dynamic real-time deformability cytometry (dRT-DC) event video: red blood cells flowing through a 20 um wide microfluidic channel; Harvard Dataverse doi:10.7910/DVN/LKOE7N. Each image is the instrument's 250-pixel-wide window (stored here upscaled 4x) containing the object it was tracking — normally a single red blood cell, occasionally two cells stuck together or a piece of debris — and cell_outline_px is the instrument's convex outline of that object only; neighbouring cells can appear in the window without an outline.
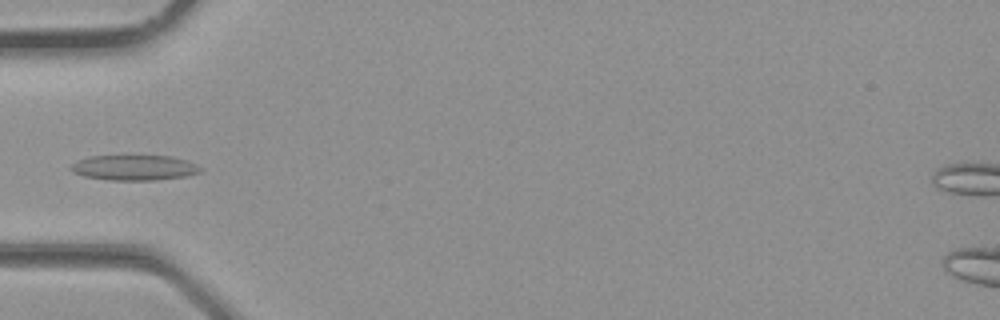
{"species": "common noctule bat (a hibernating species)", "species_latin": "Nyctalus noctula", "temperature_condition": "room temperature", "stored_images_in_passage": 26, "camera_frame_rate_fps": 3000, "um_per_image_px": 0.085, "animal": {"sex": "male", "body_mass_g": 23.1, "forearm_length_mm": 52.7}, "frame": {"image": 1, "passage_image": 4, "time_ms": 1.0, "image_size_px": [1000, 320], "cell_outline_px": [[204, 168], [200, 172], [188, 176], [152, 180], [108, 180], [84, 176], [72, 172], [68, 168], [76, 160], [88, 156], [168, 156], [188, 160]], "centroid_in_image_um": [11.4, 14.25], "position_along_channel_um": 73.6, "area_um2": 19.25}}
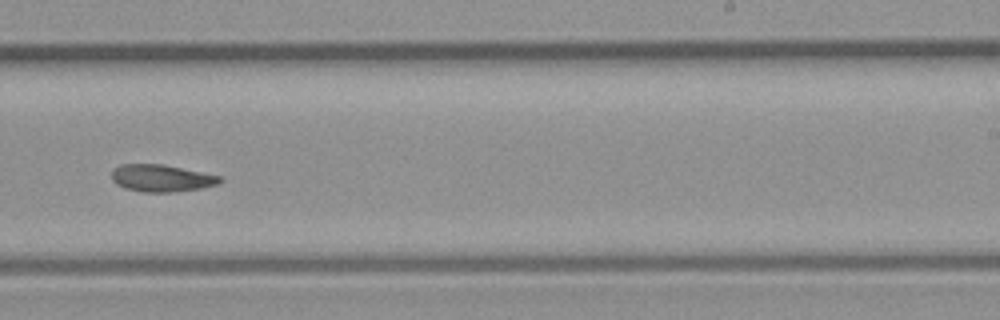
{"frame": {"image": 2, "passage_image": 14, "time_ms": 4.333, "image_size_px": [1000, 320], "cell_outline_px": [[224, 180], [216, 184], [200, 188], [172, 192], [144, 192], [124, 188], [116, 184], [112, 180], [112, 168], [120, 164], [164, 164], [220, 176]], "centroid_in_image_um": [13.68, 15.13], "position_along_channel_um": 275.3, "area_um2": 17.11}}
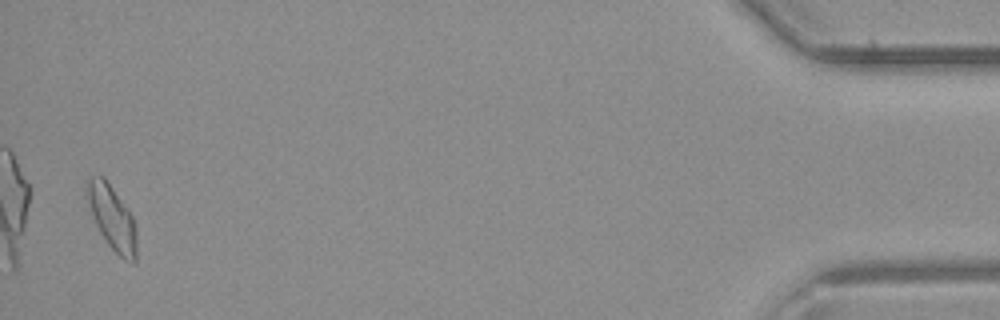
{"frame": {"image": 3, "passage_image": 26, "time_ms": 8.333, "image_size_px": [1000, 320], "cell_outline_px": [[136, 260], [132, 264], [124, 260], [108, 244], [100, 232], [92, 212], [88, 200], [84, 180], [88, 176], [104, 176], [132, 216], [136, 224]], "centroid_in_image_um": [9.53, 18.49], "position_along_channel_um": 425.7, "area_um2": 18.38}}